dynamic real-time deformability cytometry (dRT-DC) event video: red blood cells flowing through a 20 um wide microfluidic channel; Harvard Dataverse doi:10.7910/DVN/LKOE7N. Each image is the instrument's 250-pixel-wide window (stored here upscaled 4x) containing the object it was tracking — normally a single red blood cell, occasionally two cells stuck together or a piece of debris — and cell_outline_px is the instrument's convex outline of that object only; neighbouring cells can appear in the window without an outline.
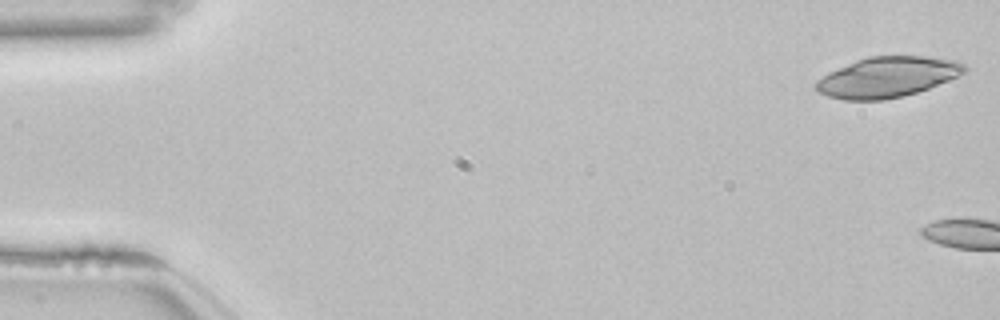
{"species": "common noctule bat (a hibernating species)", "species_latin": "Nyctalus noctula", "temperature_condition": "room temperature", "stored_images_in_passage": 5, "camera_frame_rate_fps": 3000, "um_per_image_px": 0.085, "animal": {"sex": "female", "body_mass_g": 22.7, "forearm_length_mm": 54.2}, "frame": {"image": 1, "passage_image": 1, "time_ms": 0.0, "image_size_px": [1000, 320], "cell_outline_px": [[968, 68], [964, 72], [948, 80], [928, 88], [916, 92], [884, 100], [844, 100], [828, 96], [816, 92], [812, 84], [816, 80], [828, 72], [856, 60], [868, 56], [928, 56], [956, 60], [964, 64]], "centroid_in_image_um": [75.37, 6.55], "position_along_channel_um": 9.6, "area_um2": 35.03}}